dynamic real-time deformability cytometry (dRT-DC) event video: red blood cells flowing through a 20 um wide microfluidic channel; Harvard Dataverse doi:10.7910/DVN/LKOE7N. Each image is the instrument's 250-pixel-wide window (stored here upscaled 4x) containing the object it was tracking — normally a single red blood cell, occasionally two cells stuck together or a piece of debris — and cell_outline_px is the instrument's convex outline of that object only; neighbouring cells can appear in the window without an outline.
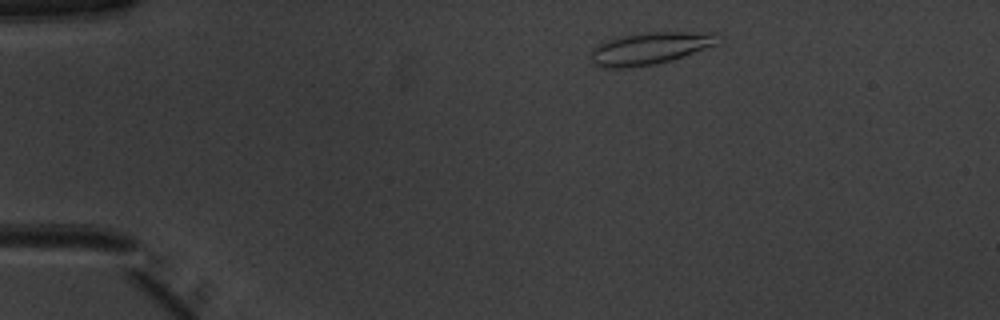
{"species": "common noctule bat (a hibernating species)", "species_latin": "Nyctalus noctula", "temperature_condition": "warm", "stored_images_in_passage": 43, "camera_frame_rate_fps": 3000, "um_per_image_px": 0.085, "animal": {"sex": "male", "body_mass_g": 20.1, "forearm_length_mm": 53.5}, "frame": {"image": 1, "passage_image": 1, "time_ms": 0.0, "image_size_px": [1000, 320], "cell_outline_px": [[716, 44], [668, 60], [652, 64], [624, 68], [604, 68], [596, 64], [592, 60], [592, 52], [596, 44], [624, 36], [648, 32], [712, 32]], "centroid_in_image_um": [55.15, 4.11], "position_along_channel_um": 29.8, "area_um2": 22.72}}
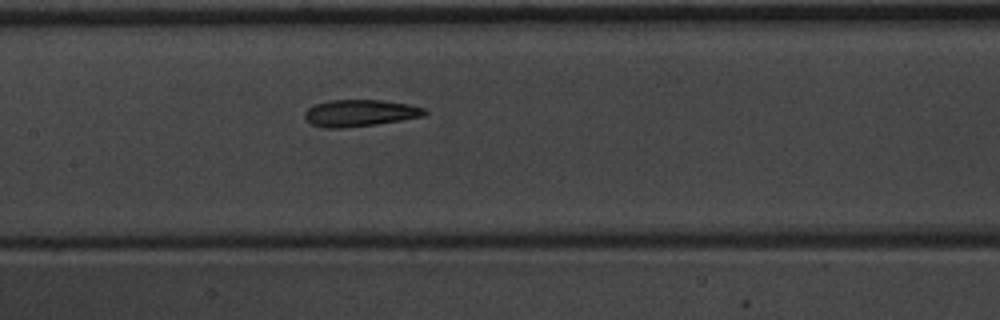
{"frame": {"image": 2, "passage_image": 17, "time_ms": 5.333, "image_size_px": [1000, 320], "cell_outline_px": [[428, 112], [424, 116], [376, 124], [340, 128], [324, 128], [312, 124], [304, 120], [304, 112], [308, 108], [316, 104], [328, 100], [380, 100], [408, 104], [424, 108]], "centroid_in_image_um": [30.56, 9.61], "position_along_channel_um": 176.8, "area_um2": 18.67}}
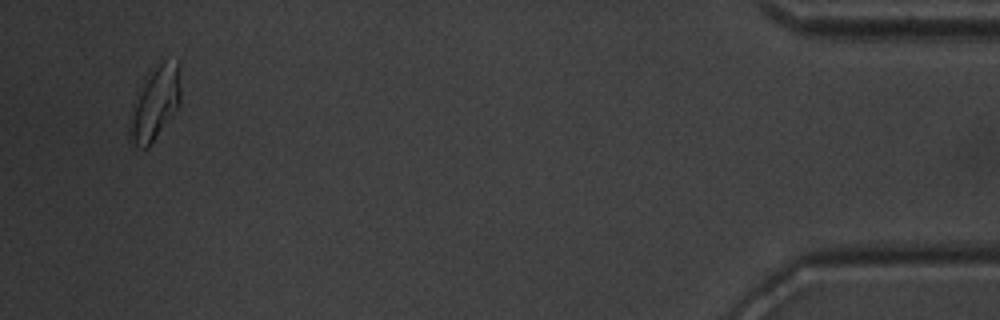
{"frame": {"image": 3, "passage_image": 41, "time_ms": 13.333, "image_size_px": [1000, 320], "cell_outline_px": [[180, 104], [148, 148], [140, 148], [132, 144], [128, 140], [128, 128], [136, 104], [152, 72], [164, 60], [180, 64]], "centroid_in_image_um": [13.22, 8.89], "position_along_channel_um": 422.0, "area_um2": 20.46}, "authors_computed_cell_mechanics": {"area_um2": 19.1318, "velocity_mm_per_s": 3.9801, "shape_relaxation_time_tau1_ms": 7.4009, "shape_relaxation_time_tau2_ms": 2.3778, "deformation_change_tau1": 0.1837, "deformation_change_tau2": 0.0862}}